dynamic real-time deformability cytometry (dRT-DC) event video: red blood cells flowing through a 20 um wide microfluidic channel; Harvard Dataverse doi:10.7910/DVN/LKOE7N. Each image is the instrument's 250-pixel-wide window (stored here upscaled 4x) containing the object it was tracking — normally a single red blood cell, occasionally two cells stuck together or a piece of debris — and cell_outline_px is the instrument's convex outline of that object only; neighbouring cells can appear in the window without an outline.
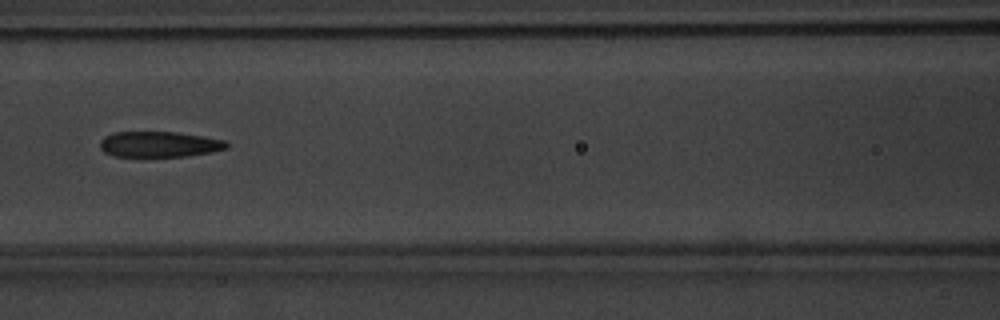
{"species": "common noctule bat (a hibernating species)", "species_latin": "Nyctalus noctula", "temperature_condition": "warm", "stored_images_in_passage": 44, "camera_frame_rate_fps": 3000, "um_per_image_px": 0.085, "animal": {"sex": "male", "body_mass_g": 20.1, "forearm_length_mm": 53.5}, "frame": {"image": 1, "passage_image": 15, "time_ms": 4.667, "image_size_px": [1000, 320], "cell_outline_px": [[228, 148], [212, 152], [184, 156], [112, 156], [104, 152], [100, 148], [100, 140], [104, 136], [112, 132], [180, 132], [228, 140]], "centroid_in_image_um": [13.55, 12.25], "position_along_channel_um": 153.0, "area_um2": 19.13}}
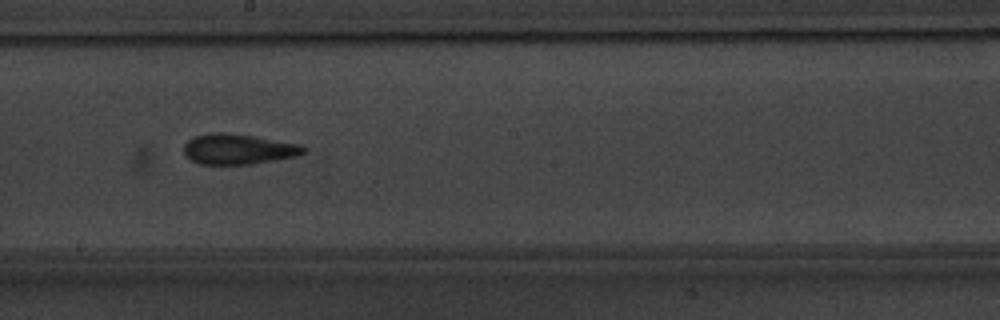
{"frame": {"image": 2, "passage_image": 21, "time_ms": 6.667, "image_size_px": [1000, 320], "cell_outline_px": [[308, 148], [304, 152], [296, 156], [276, 160], [252, 164], [200, 164], [192, 160], [184, 152], [184, 144], [192, 136], [212, 132], [228, 132], [300, 144]], "centroid_in_image_um": [20.25, 12.66], "position_along_channel_um": 228.0, "area_um2": 21.21}}
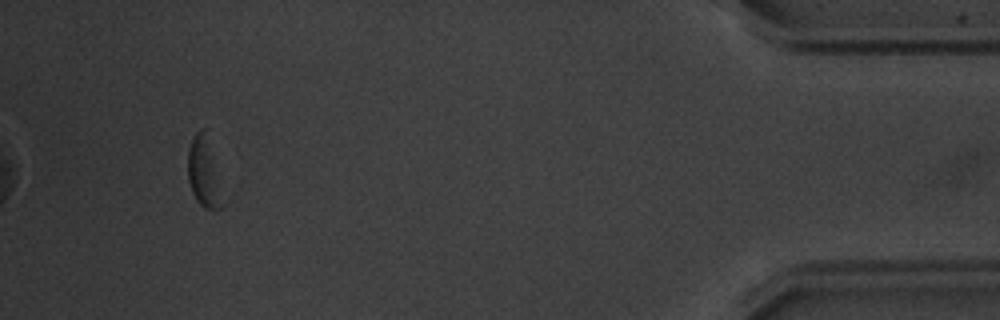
{"frame": {"image": 3, "passage_image": 41, "time_ms": 13.333, "image_size_px": [1000, 320], "cell_outline_px": [[228, 204], [220, 208], [204, 208], [196, 200], [192, 192], [188, 180], [188, 148], [192, 136], [200, 128], [204, 128]], "centroid_in_image_um": [17.38, 14.72], "position_along_channel_um": 417.8, "area_um2": 14.57}, "authors_computed_cell_mechanics": {"area_um2": 19.7387, "velocity_mm_per_s": 3.7559, "shape_relaxation_time_tau1_ms": null, "shape_relaxation_time_tau2_ms": 2.1721, "deformation_change_tau1": null, "deformation_change_tau2": 0.1042}}